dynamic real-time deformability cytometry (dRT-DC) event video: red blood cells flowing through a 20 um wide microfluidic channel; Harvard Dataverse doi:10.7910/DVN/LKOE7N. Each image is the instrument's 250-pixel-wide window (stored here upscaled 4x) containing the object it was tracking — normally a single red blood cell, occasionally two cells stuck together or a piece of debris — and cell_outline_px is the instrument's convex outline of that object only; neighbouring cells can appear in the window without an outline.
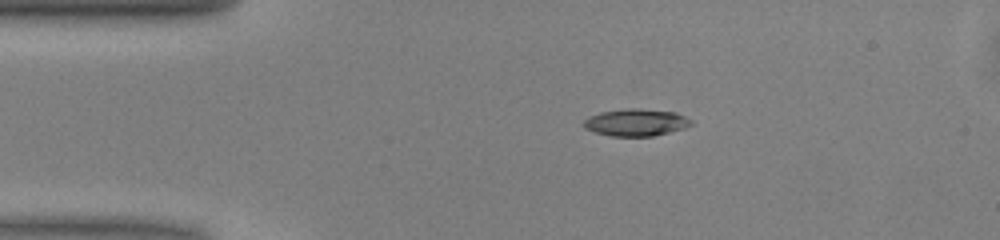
{"species": "common noctule bat (a hibernating species)", "species_latin": "Nyctalus noctula", "temperature_condition": "warm", "stored_images_in_passage": 41, "camera_frame_rate_fps": 3000, "um_per_image_px": 0.085, "animal": {"sex": "male", "body_mass_g": 13.0, "forearm_length_mm": 53.1}, "frame": {"image": 1, "passage_image": 1, "time_ms": 0.0, "image_size_px": [1000, 240], "cell_outline_px": [[692, 124], [684, 128], [652, 136], [608, 136], [584, 128], [580, 124], [588, 116], [600, 112], [624, 108], [640, 108], [676, 112], [692, 120]], "centroid_in_image_um": [54.01, 10.39], "position_along_channel_um": 31.0, "area_um2": 17.17}}
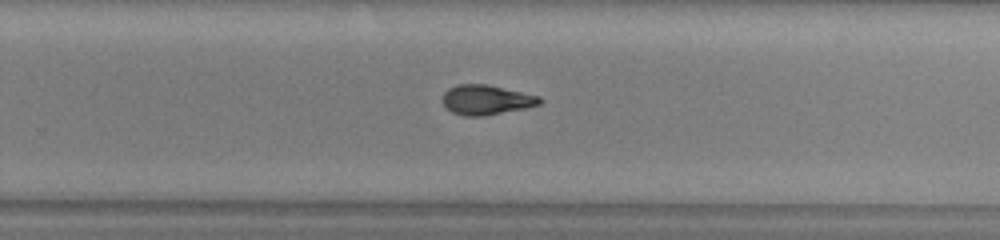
{"frame": {"image": 2, "passage_image": 23, "time_ms": 7.333, "image_size_px": [1000, 240], "cell_outline_px": [[544, 100], [540, 104], [524, 108], [484, 116], [464, 116], [452, 112], [440, 100], [444, 92], [448, 88], [456, 84], [488, 84], [540, 96]], "centroid_in_image_um": [41.32, 8.47], "position_along_channel_um": 288.5, "area_um2": 16.99}}
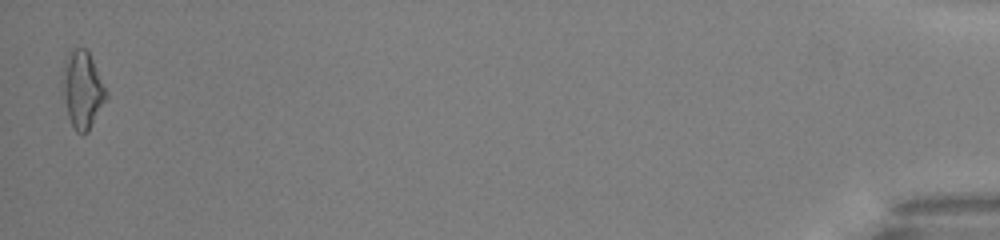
{"frame": {"image": 3, "passage_image": 41, "time_ms": 13.333, "image_size_px": [1000, 240], "cell_outline_px": [[108, 96], [88, 132], [76, 132], [72, 128], [68, 116], [64, 96], [64, 60], [68, 52], [72, 48], [84, 48], [88, 52], [108, 92]], "centroid_in_image_um": [7.02, 7.63], "position_along_channel_um": 428.2, "area_um2": 19.19}, "authors_computed_cell_mechanics": {"area_um2": 17.1666, "velocity_mm_per_s": 4.0709, "shape_relaxation_time_tau1_ms": 6.3123, "shape_relaxation_time_tau2_ms": 3.6256, "deformation_change_tau1": 0.2062, "deformation_change_tau2": 0.1174}}